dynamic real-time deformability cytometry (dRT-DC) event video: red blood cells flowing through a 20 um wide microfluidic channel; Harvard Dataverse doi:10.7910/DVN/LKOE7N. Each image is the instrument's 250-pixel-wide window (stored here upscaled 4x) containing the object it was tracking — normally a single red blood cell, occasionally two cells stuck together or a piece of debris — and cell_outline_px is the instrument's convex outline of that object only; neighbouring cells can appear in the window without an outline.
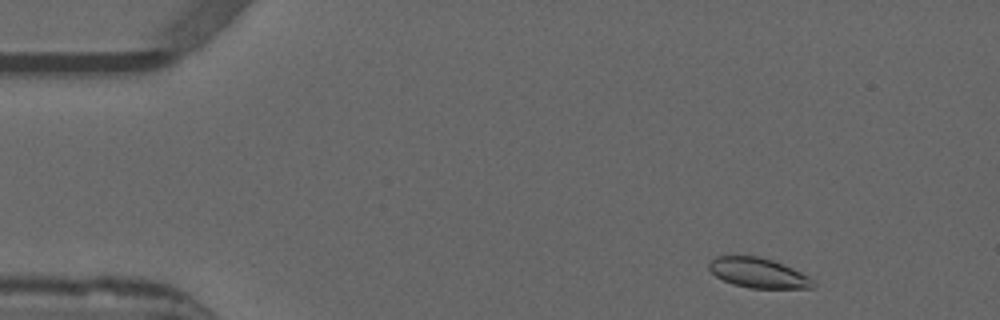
{"species": "common noctule bat (a hibernating species)", "species_latin": "Nyctalus noctula", "temperature_condition": "warm", "stored_images_in_passage": 20, "camera_frame_rate_fps": 3000, "um_per_image_px": 0.085, "animal": {"sex": "male", "forearm_length_mm": 52.5}, "frame": {"image": 1, "passage_image": 3, "time_ms": 0.667, "image_size_px": [1000, 320], "cell_outline_px": [[816, 284], [812, 288], [748, 288], [732, 284], [716, 276], [708, 268], [708, 264], [716, 256], [756, 256], [772, 260], [792, 268], [816, 280]], "centroid_in_image_um": [64.47, 23.21], "position_along_channel_um": 20.5, "area_um2": 18.09}}
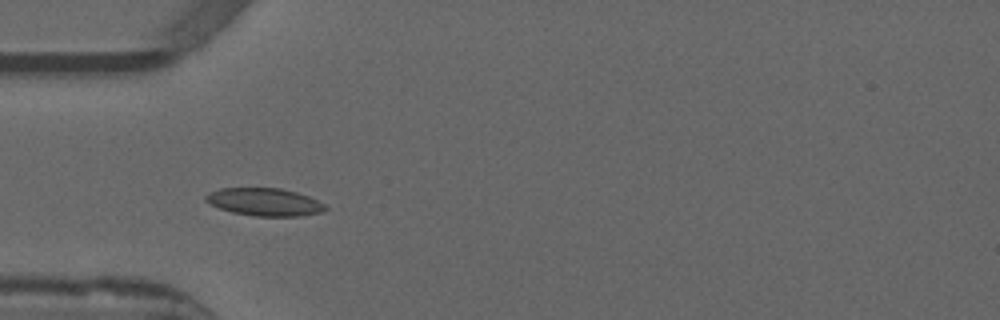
{"frame": {"image": 2, "passage_image": 13, "time_ms": 4.0, "image_size_px": [1000, 320], "cell_outline_px": [[328, 208], [324, 212], [300, 216], [252, 216], [232, 212], [220, 208], [204, 200], [204, 196], [208, 192], [220, 188], [280, 188], [296, 192], [308, 196], [324, 204]], "centroid_in_image_um": [22.48, 17.17], "position_along_channel_um": 62.5, "area_um2": 19.36}}
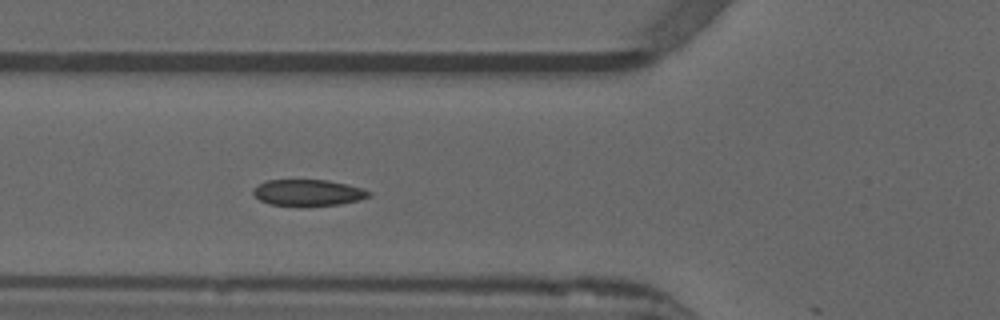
{"frame": {"image": 3, "passage_image": 16, "time_ms": 5.0, "image_size_px": [1000, 320], "cell_outline_px": [[372, 192], [368, 196], [360, 200], [340, 204], [300, 208], [268, 204], [260, 200], [252, 192], [260, 184], [268, 180], [328, 180], [348, 184], [364, 188]], "centroid_in_image_um": [26.22, 16.41], "position_along_channel_um": 99.6, "area_um2": 18.21}}